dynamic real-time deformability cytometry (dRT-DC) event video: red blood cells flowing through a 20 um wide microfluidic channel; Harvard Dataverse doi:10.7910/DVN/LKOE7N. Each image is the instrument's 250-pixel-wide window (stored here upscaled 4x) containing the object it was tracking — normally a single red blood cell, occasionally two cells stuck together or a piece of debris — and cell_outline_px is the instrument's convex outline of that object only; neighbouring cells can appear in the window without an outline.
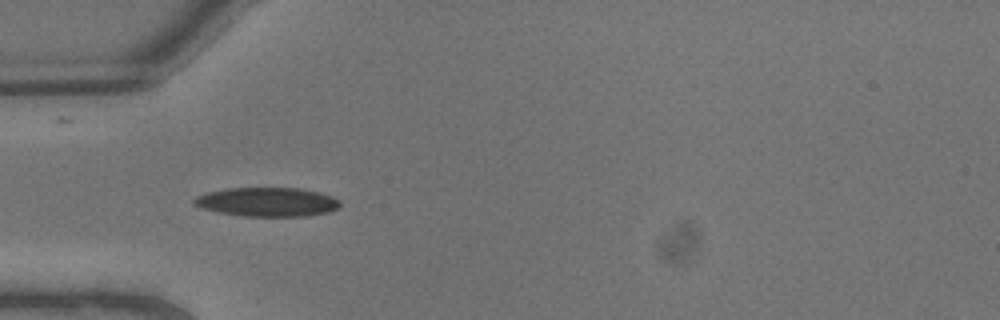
{"species": "common noctule bat (a hibernating species)", "species_latin": "Nyctalus noctula", "temperature_condition": "warm", "stored_images_in_passage": 7, "camera_frame_rate_fps": 3000, "um_per_image_px": 0.085, "animal": {"sex": "male", "body_mass_g": 13.3}, "frame": {"image": 1, "passage_image": 6, "time_ms": 1.667, "image_size_px": [1000, 320], "cell_outline_px": [[340, 204], [336, 208], [328, 212], [304, 216], [244, 216], [220, 212], [200, 208], [192, 204], [192, 200], [196, 196], [208, 192], [228, 188], [300, 188], [332, 196], [340, 200]], "centroid_in_image_um": [22.67, 17.16], "position_along_channel_um": 62.3, "area_um2": 24.57}}
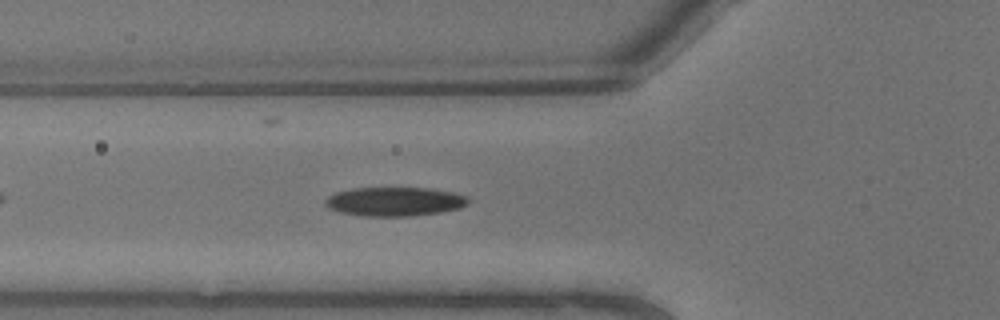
{"frame": {"image": 2, "passage_image": 7, "time_ms": 2.0, "image_size_px": [1000, 320], "cell_outline_px": [[468, 204], [460, 208], [440, 212], [408, 216], [364, 216], [340, 212], [328, 208], [324, 204], [324, 200], [328, 196], [336, 192], [352, 188], [432, 188], [452, 192], [468, 196]], "centroid_in_image_um": [33.53, 17.13], "position_along_channel_um": 92.3, "area_um2": 24.22}}